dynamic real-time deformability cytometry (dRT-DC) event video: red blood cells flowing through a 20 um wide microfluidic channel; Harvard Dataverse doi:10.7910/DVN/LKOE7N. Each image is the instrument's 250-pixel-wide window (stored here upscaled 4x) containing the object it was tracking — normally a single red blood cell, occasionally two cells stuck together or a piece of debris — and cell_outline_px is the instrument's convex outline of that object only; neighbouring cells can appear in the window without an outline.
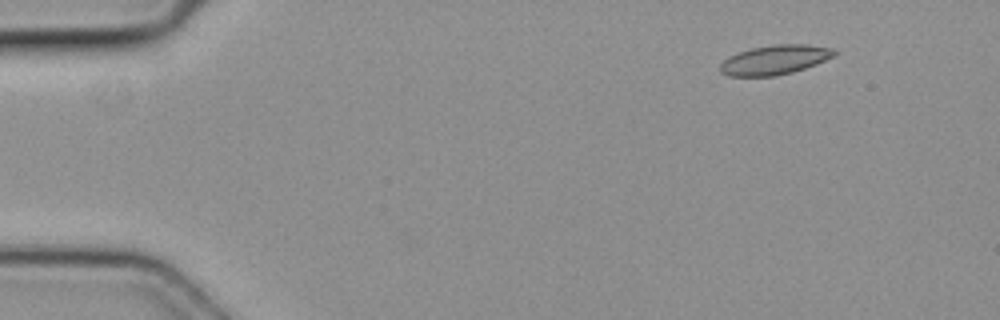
{"species": "common noctule bat (a hibernating species)", "species_latin": "Nyctalus noctula", "temperature_condition": "cold", "stored_images_in_passage": 6, "camera_frame_rate_fps": 3000, "um_per_image_px": 0.085, "animal": {"sex": "female", "body_mass_g": 19.3, "forearm_length_mm": 54.1}, "frame": {"image": 1, "passage_image": 2, "time_ms": 0.333, "image_size_px": [1000, 320], "cell_outline_px": [[836, 56], [816, 64], [792, 72], [776, 76], [728, 76], [720, 72], [720, 64], [728, 56], [752, 48], [772, 44], [808, 44], [832, 48], [836, 52]], "centroid_in_image_um": [65.86, 5.08], "position_along_channel_um": 19.1, "area_um2": 19.65}}
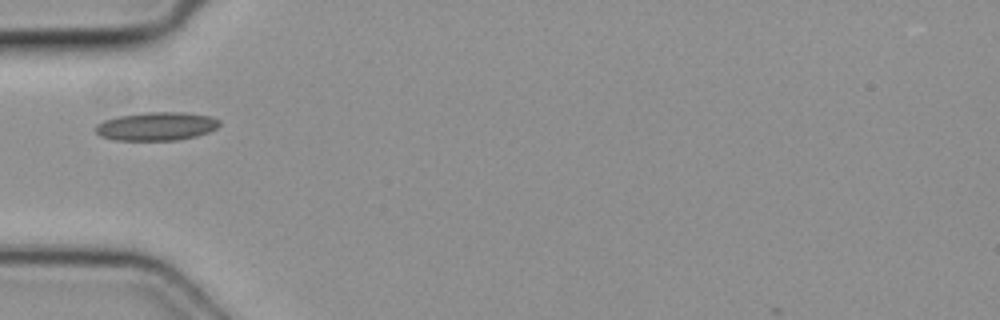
{"frame": {"image": 2, "passage_image": 5, "time_ms": 1.333, "image_size_px": [1000, 320], "cell_outline_px": [[220, 124], [216, 128], [208, 132], [196, 136], [176, 140], [116, 140], [100, 136], [92, 128], [96, 124], [104, 120], [120, 116], [148, 112], [184, 112], [212, 116], [220, 120]], "centroid_in_image_um": [13.29, 10.73], "position_along_channel_um": 71.7, "area_um2": 20.58}}
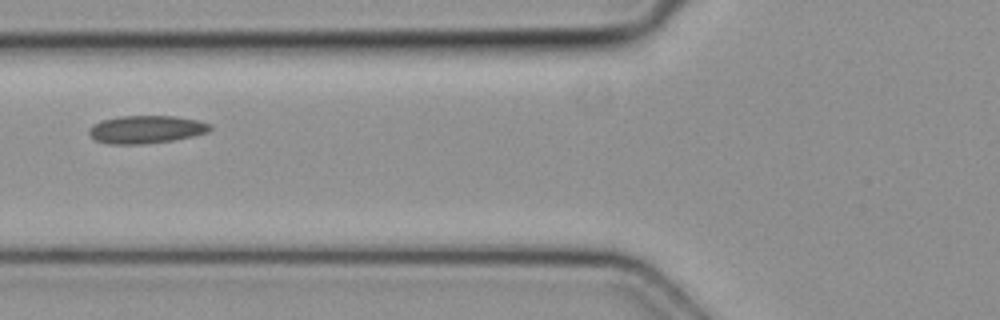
{"frame": {"image": 3, "passage_image": 6, "time_ms": 1.667, "image_size_px": [1000, 320], "cell_outline_px": [[212, 128], [208, 132], [192, 136], [172, 140], [140, 144], [108, 144], [96, 140], [88, 132], [88, 128], [92, 124], [100, 120], [120, 116], [176, 116], [196, 120], [212, 124]], "centroid_in_image_um": [12.4, 10.99], "position_along_channel_um": 113.4, "area_um2": 19.65}}